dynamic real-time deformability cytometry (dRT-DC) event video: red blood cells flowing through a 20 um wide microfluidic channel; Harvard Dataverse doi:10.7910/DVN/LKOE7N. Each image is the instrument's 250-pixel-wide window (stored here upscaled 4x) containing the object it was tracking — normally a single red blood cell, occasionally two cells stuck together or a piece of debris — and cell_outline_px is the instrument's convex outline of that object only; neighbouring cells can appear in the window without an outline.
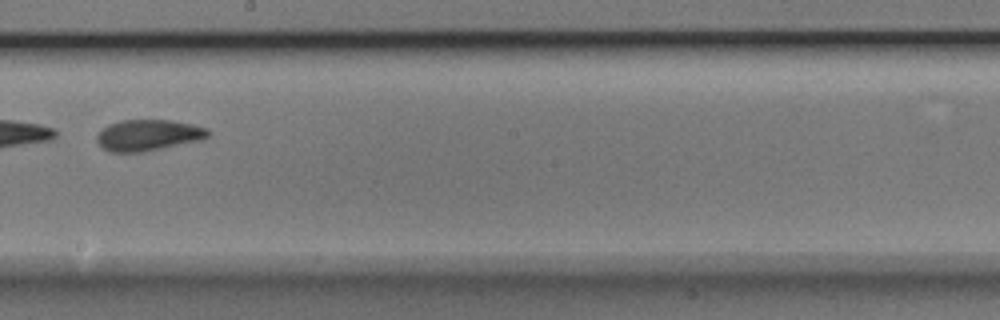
{"species": "Egyptian fruit bat (a non-hibernating species)", "species_latin": "Rousettus aegyptiacus", "temperature_condition": "room temperature", "stored_images_in_passage": 47, "camera_frame_rate_fps": 3000, "um_per_image_px": 0.085, "animal": {"sex": "male"}, "frame": {"image": 1, "passage_image": 26, "time_ms": 8.333, "image_size_px": [1000, 320], "cell_outline_px": [[212, 132], [204, 140], [144, 152], [108, 152], [96, 140], [96, 136], [108, 124], [120, 120], [172, 120], [192, 124], [208, 128]], "centroid_in_image_um": [12.66, 11.49], "position_along_channel_um": 235.5, "area_um2": 20.46}}
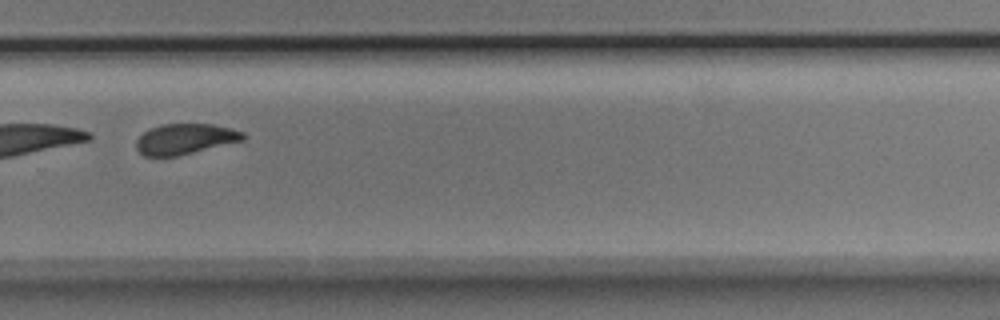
{"frame": {"image": 2, "passage_image": 32, "time_ms": 10.333, "image_size_px": [1000, 320], "cell_outline_px": [[244, 140], [176, 156], [144, 156], [136, 148], [136, 140], [144, 132], [160, 124], [212, 124], [244, 132]], "centroid_in_image_um": [15.71, 11.81], "position_along_channel_um": 314.1, "area_um2": 18.73}}
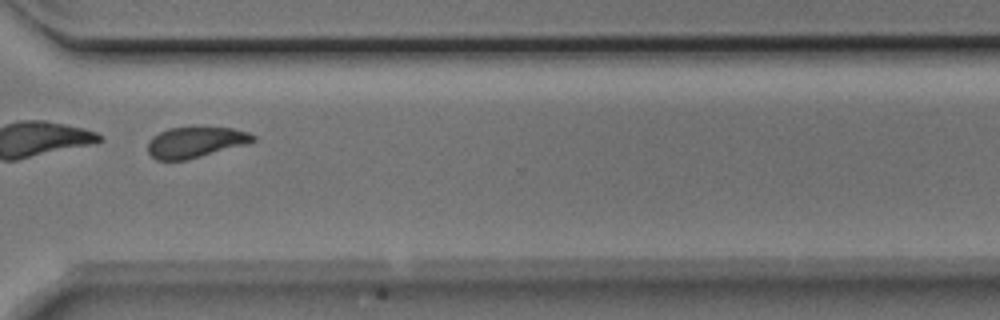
{"frame": {"image": 3, "passage_image": 35, "time_ms": 11.333, "image_size_px": [1000, 320], "cell_outline_px": [[256, 140], [248, 144], [188, 160], [156, 160], [148, 152], [148, 140], [152, 136], [168, 128], [192, 124], [232, 128], [248, 132], [256, 136]], "centroid_in_image_um": [16.63, 12.04], "position_along_channel_um": 354.0, "area_um2": 19.83}}